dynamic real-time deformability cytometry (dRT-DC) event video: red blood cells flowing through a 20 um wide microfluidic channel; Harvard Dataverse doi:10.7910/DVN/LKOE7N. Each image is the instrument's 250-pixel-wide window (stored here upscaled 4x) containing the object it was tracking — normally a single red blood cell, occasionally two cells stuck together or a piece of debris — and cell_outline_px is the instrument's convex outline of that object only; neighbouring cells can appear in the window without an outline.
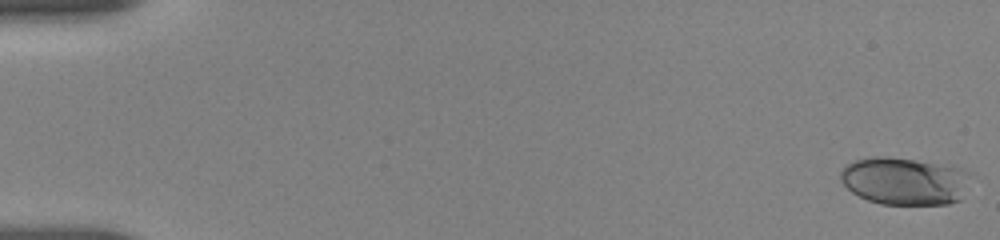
{"species": "human", "species_latin": "Homo sapiens", "temperature_condition": "room temperature", "stored_images_in_passage": 55, "camera_frame_rate_fps": 3000, "um_per_image_px": 0.085, "donor": {"sex": "female"}, "frame": {"image": 1, "passage_image": 1, "time_ms": 0.0, "image_size_px": [1000, 240], "cell_outline_px": [[968, 172], [960, 200], [948, 204], [880, 204], [868, 200], [852, 192], [840, 180], [840, 172], [848, 164], [856, 160], [872, 156], [888, 156], [916, 160], [964, 168]], "centroid_in_image_um": [76.84, 15.38], "position_along_channel_um": 8.2, "area_um2": 35.66}}
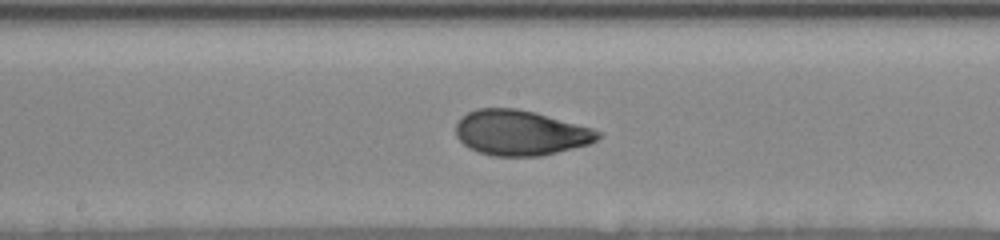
{"frame": {"image": 2, "passage_image": 30, "time_ms": 9.667, "image_size_px": [1000, 240], "cell_outline_px": [[600, 136], [596, 140], [588, 144], [540, 156], [492, 156], [468, 148], [456, 136], [456, 124], [460, 116], [476, 108], [516, 108], [536, 112], [592, 128], [600, 132]], "centroid_in_image_um": [44.19, 11.27], "position_along_channel_um": 204.0, "area_um2": 37.4}}
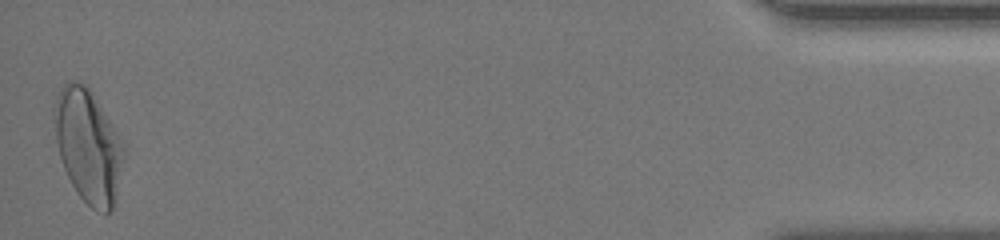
{"frame": {"image": 3, "passage_image": 55, "time_ms": 18.0, "image_size_px": [1000, 240], "cell_outline_px": [[124, 156], [116, 200], [112, 208], [104, 216], [96, 212], [80, 196], [72, 184], [64, 168], [60, 156], [56, 140], [52, 112], [52, 108], [56, 96], [60, 88], [64, 84], [72, 80], [84, 84], [92, 92], [112, 124], [124, 144]], "centroid_in_image_um": [7.49, 12.41], "position_along_channel_um": 427.7, "area_um2": 45.89}, "authors_computed_cell_mechanics": {"area_um2": 36.703, "velocity_mm_per_s": 3.6547, "shape_relaxation_time_tau1_ms": 5.1454, "shape_relaxation_time_tau2_ms": 0.9041, "deformation_change_tau1": 0.1799, "deformation_change_tau2": 0.0588}}